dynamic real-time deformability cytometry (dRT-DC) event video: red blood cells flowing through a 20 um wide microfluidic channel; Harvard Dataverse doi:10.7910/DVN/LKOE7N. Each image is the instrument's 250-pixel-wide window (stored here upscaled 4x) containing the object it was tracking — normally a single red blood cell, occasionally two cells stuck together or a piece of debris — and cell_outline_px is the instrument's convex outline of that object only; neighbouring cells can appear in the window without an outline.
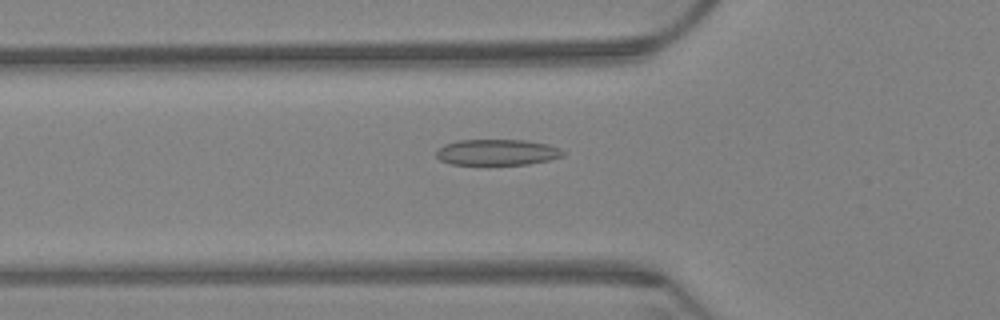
{"species": "Egyptian fruit bat (a non-hibernating species)", "species_latin": "Rousettus aegyptiacus", "temperature_condition": "warm", "stored_images_in_passage": 59, "camera_frame_rate_fps": 3000, "um_per_image_px": 0.085, "animal": {"sex": "female"}, "frame": {"image": 1, "passage_image": 18, "time_ms": 5.667, "image_size_px": [1000, 320], "cell_outline_px": [[564, 156], [548, 160], [528, 164], [452, 164], [440, 160], [436, 156], [436, 152], [444, 144], [460, 140], [524, 140], [548, 144], [560, 148], [564, 152]], "centroid_in_image_um": [42.27, 12.94], "position_along_channel_um": 83.5, "area_um2": 19.02}}
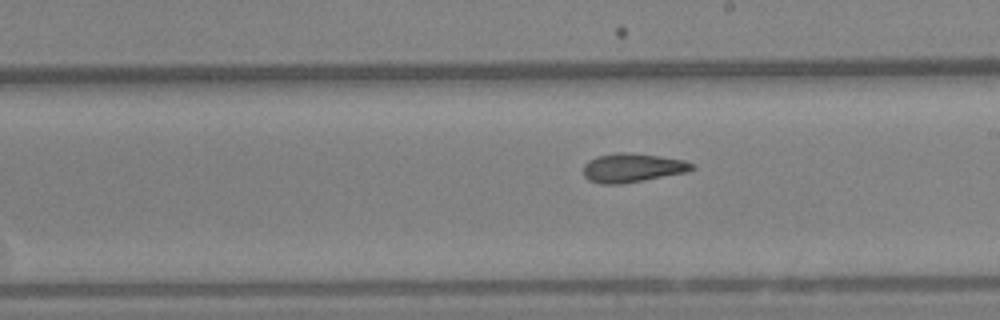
{"frame": {"image": 2, "passage_image": 32, "time_ms": 10.333, "image_size_px": [1000, 320], "cell_outline_px": [[696, 168], [688, 172], [644, 180], [620, 184], [600, 184], [588, 180], [584, 176], [584, 164], [588, 160], [596, 156], [616, 152], [628, 152], [684, 160], [696, 164]], "centroid_in_image_um": [53.75, 14.26], "position_along_channel_um": 235.2, "area_um2": 18.44}}
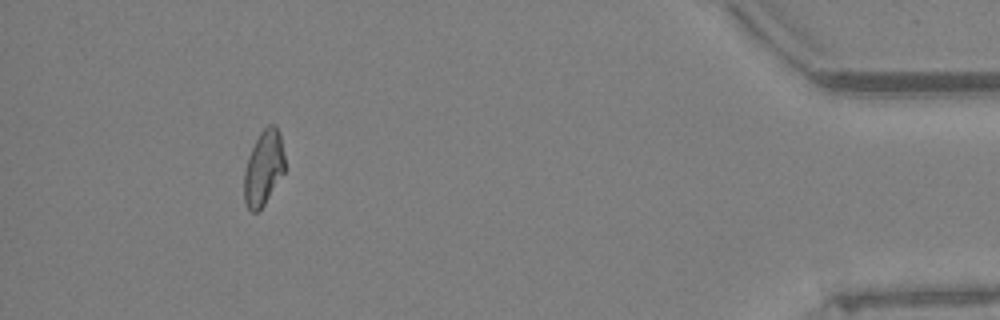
{"frame": {"image": 3, "passage_image": 54, "time_ms": 17.667, "image_size_px": [1000, 320], "cell_outline_px": [[284, 172], [264, 204], [256, 212], [252, 212], [248, 208], [244, 200], [244, 168], [248, 156], [260, 132], [268, 124], [276, 124], [280, 132], [284, 156]], "centroid_in_image_um": [22.39, 14.24], "position_along_channel_um": 412.8, "area_um2": 17.69}, "authors_computed_cell_mechanics": {"area_um2": 18.496, "velocity_mm_per_s": 3.2446, "shape_relaxation_time_tau1_ms": null, "shape_relaxation_time_tau2_ms": 3.12, "deformation_change_tau1": null, "deformation_change_tau2": 0.0968}}